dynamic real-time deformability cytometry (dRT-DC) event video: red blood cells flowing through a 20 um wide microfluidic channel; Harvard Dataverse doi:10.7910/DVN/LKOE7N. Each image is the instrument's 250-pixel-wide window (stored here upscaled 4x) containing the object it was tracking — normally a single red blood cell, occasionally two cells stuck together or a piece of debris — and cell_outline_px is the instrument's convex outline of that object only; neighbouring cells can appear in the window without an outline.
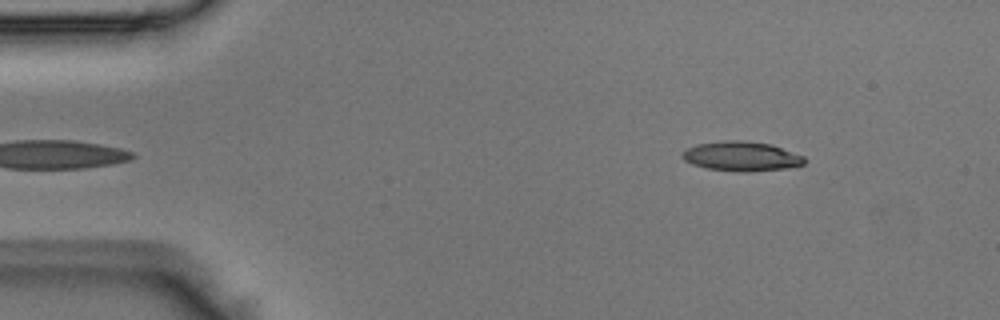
{"species": "Egyptian fruit bat (a non-hibernating species)", "species_latin": "Rousettus aegyptiacus", "temperature_condition": "room temperature", "stored_images_in_passage": 44, "camera_frame_rate_fps": 3000, "um_per_image_px": 0.085, "animal": {"sex": "male"}, "frame": {"image": 1, "passage_image": 1, "time_ms": 0.0, "image_size_px": [1000, 320], "cell_outline_px": [[808, 160], [804, 164], [788, 168], [748, 172], [736, 172], [704, 168], [692, 164], [684, 160], [680, 156], [688, 148], [696, 144], [720, 140], [744, 140], [772, 144], [804, 156]], "centroid_in_image_um": [63.03, 13.28], "position_along_channel_um": 22.0, "area_um2": 21.44}}
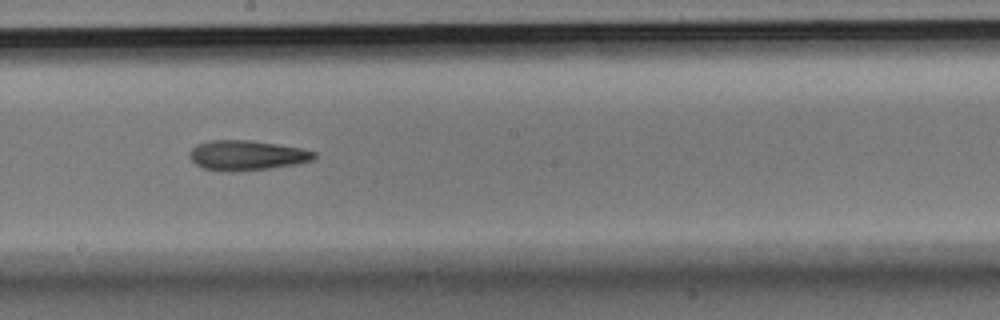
{"frame": {"image": 2, "passage_image": 22, "time_ms": 7.0, "image_size_px": [1000, 320], "cell_outline_px": [[316, 156], [312, 160], [296, 164], [268, 168], [232, 172], [220, 172], [204, 168], [196, 164], [188, 156], [188, 152], [196, 144], [208, 140], [252, 140], [300, 148], [316, 152]], "centroid_in_image_um": [20.92, 13.2], "position_along_channel_um": 227.3, "area_um2": 21.85}}
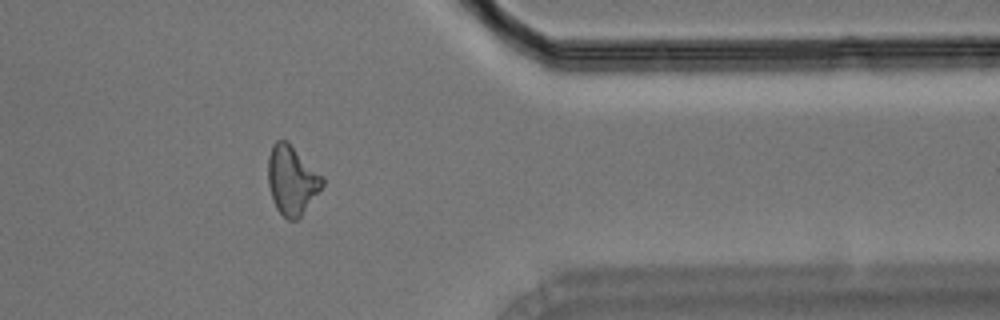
{"frame": {"image": 3, "passage_image": 35, "time_ms": 11.333, "image_size_px": [1000, 320], "cell_outline_px": [[324, 184], [300, 216], [296, 220], [288, 220], [276, 208], [272, 200], [268, 184], [268, 156], [272, 144], [276, 140], [288, 140], [324, 176]], "centroid_in_image_um": [24.8, 15.26], "position_along_channel_um": 386.6, "area_um2": 22.02}}